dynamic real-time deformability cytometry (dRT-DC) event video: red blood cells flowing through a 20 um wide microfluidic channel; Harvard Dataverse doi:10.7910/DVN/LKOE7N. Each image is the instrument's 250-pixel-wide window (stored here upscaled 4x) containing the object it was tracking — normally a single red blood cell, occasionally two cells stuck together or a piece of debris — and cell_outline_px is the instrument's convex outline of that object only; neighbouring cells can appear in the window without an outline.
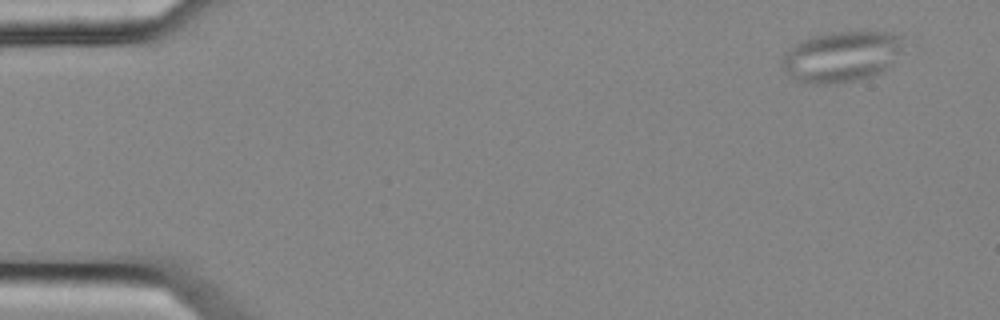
{"species": "common noctule bat (a hibernating species)", "species_latin": "Nyctalus noctula", "temperature_condition": "cold", "stored_images_in_passage": 10, "camera_frame_rate_fps": 3000, "um_per_image_px": 0.085, "animal": {"sex": "female", "body_mass_g": 25.1}, "frame": {"image": 1, "passage_image": 1, "time_ms": 0.0, "image_size_px": [1000, 320], "cell_outline_px": [[904, 52], [884, 72], [860, 80], [832, 84], [812, 84], [796, 80], [784, 68], [780, 60], [788, 48], [812, 36], [832, 32], [892, 32], [904, 36]], "centroid_in_image_um": [71.62, 4.81], "position_along_channel_um": 13.4, "area_um2": 36.47}}
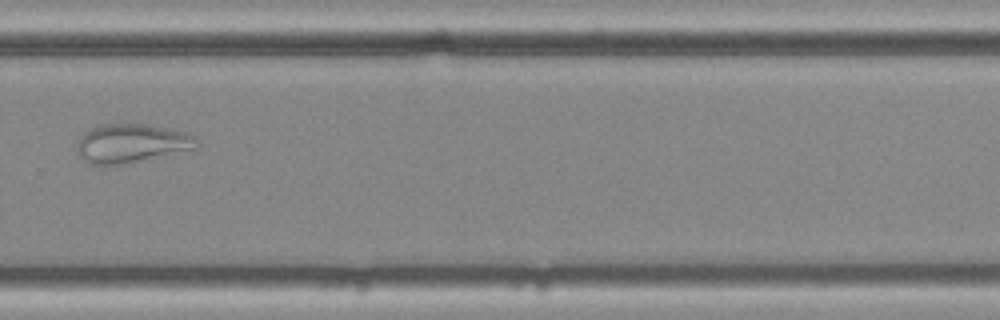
{"frame": {"image": 2, "passage_image": 10, "time_ms": 3.0, "image_size_px": [1000, 320], "cell_outline_px": [[196, 148], [124, 164], [88, 164], [76, 152], [76, 144], [80, 136], [92, 128], [100, 124], [148, 124], [188, 132], [196, 136]], "centroid_in_image_um": [11.15, 12.17], "position_along_channel_um": 318.7, "area_um2": 26.99}}